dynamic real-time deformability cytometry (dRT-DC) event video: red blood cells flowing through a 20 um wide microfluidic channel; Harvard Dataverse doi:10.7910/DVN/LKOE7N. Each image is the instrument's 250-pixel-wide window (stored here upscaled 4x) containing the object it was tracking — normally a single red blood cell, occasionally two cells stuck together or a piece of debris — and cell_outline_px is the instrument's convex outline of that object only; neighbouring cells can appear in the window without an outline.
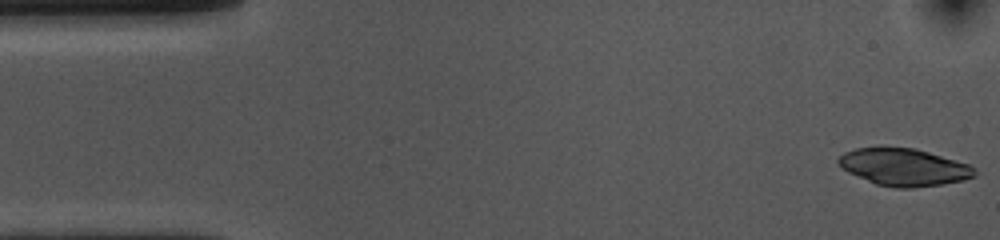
{"species": "common noctule bat (a hibernating species)", "species_latin": "Nyctalus noctula", "temperature_condition": "cold", "stored_images_in_passage": 53, "camera_frame_rate_fps": 3000, "um_per_image_px": 0.085, "animal": {"sex": "female", "body_mass_g": 10.0, "forearm_length_mm": 53.1}, "frame": {"image": 1, "passage_image": 1, "time_ms": 0.0, "image_size_px": [1000, 240], "cell_outline_px": [[976, 176], [964, 180], [940, 184], [912, 188], [896, 188], [876, 184], [848, 172], [840, 168], [836, 160], [844, 152], [856, 148], [916, 148], [968, 164], [976, 168]], "centroid_in_image_um": [76.83, 14.21], "position_along_channel_um": 8.2, "area_um2": 29.42}}